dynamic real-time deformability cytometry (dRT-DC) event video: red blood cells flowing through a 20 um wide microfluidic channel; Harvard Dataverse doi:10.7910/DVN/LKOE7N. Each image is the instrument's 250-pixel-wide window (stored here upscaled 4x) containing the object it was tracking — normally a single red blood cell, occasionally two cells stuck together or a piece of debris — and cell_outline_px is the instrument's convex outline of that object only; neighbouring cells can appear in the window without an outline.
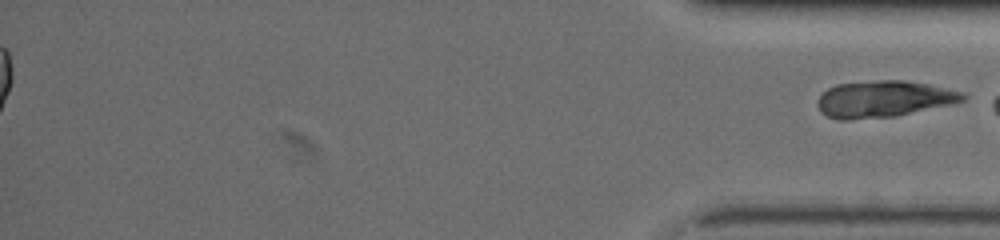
{"species": "common noctule bat (a hibernating species)", "species_latin": "Nyctalus noctula", "temperature_condition": "warm", "stored_images_in_passage": 71, "segment_of_instrument_passage": [2, 2], "camera_frame_rate_fps": 3000, "um_per_image_px": 0.085, "animal": {"sex": "female", "body_mass_g": 19.5, "forearm_length_mm": 54.1}, "frame": {"image": 1, "passage_image": 71, "time_ms": 23.333, "image_size_px": [1000, 240], "cell_outline_px": [[968, 96], [964, 100], [952, 104], [896, 116], [848, 120], [840, 120], [828, 116], [820, 112], [816, 104], [820, 96], [828, 88], [836, 84], [880, 80], [904, 80], [928, 84], [964, 92]], "centroid_in_image_um": [75.12, 8.42], "position_along_channel_um": 360.1, "area_um2": 31.04}}